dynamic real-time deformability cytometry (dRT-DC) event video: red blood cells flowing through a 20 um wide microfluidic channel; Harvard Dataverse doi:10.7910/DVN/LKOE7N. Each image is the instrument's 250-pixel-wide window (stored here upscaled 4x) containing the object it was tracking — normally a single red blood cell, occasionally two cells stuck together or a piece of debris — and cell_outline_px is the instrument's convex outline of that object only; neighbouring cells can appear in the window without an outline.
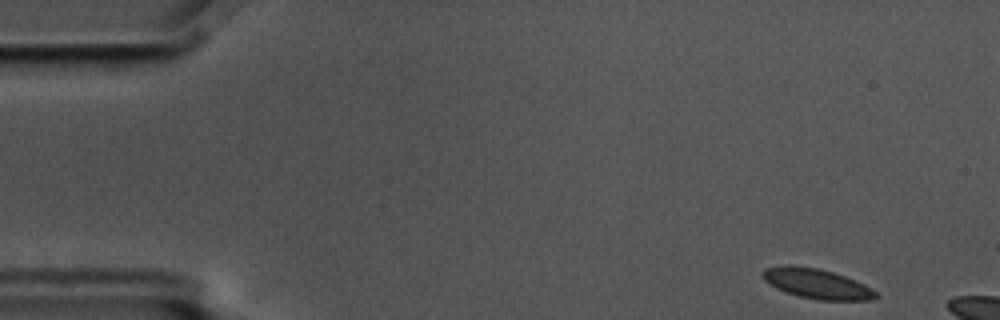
{"species": "common noctule bat (a hibernating species)", "species_latin": "Nyctalus noctula", "temperature_condition": "cold", "stored_images_in_passage": 2, "camera_frame_rate_fps": 3000, "um_per_image_px": 0.085, "animal": {"sex": "male", "body_mass_g": 17.5, "forearm_length_mm": 52.3}, "frame": {"image": 1, "passage_image": 1, "time_ms": 0.0, "image_size_px": [1000, 320], "cell_outline_px": [[880, 296], [872, 300], [816, 300], [800, 296], [776, 288], [764, 280], [760, 272], [764, 268], [788, 264], [816, 268], [832, 272], [856, 280], [872, 288]], "centroid_in_image_um": [69.43, 24.11], "position_along_channel_um": 15.6, "area_um2": 19.77}}